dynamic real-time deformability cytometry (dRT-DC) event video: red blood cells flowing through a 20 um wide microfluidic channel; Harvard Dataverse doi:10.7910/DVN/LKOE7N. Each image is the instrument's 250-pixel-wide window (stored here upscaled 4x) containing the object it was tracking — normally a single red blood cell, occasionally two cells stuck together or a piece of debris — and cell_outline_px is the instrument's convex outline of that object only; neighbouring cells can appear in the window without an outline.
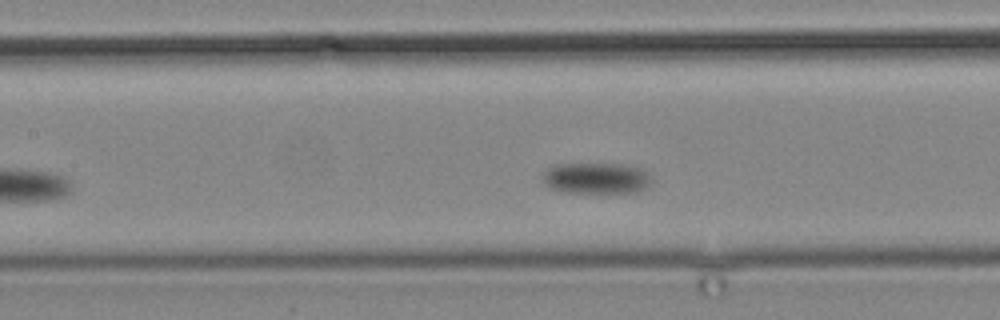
{"species": "common noctule bat (a hibernating species)", "species_latin": "Nyctalus noctula", "temperature_condition": "cold", "stored_images_in_passage": 6, "camera_frame_rate_fps": 3000, "um_per_image_px": 0.085, "animal": {"sex": "male", "body_mass_g": 19.2, "forearm_length_mm": 51.8}, "frame": {"image": 1, "passage_image": 6, "time_ms": 5.667, "image_size_px": [1000, 320], "cell_outline_px": [[652, 180], [644, 188], [636, 192], [564, 192], [548, 188], [544, 184], [544, 172], [552, 164], [620, 164], [640, 168], [648, 172]], "centroid_in_image_um": [50.65, 15.14], "position_along_channel_um": 156.8, "area_um2": 19.65}}